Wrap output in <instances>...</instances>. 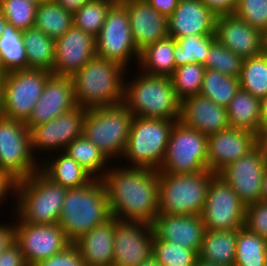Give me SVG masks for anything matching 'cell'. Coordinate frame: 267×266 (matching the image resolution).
Segmentation results:
<instances>
[{"mask_svg":"<svg viewBox=\"0 0 267 266\" xmlns=\"http://www.w3.org/2000/svg\"><path fill=\"white\" fill-rule=\"evenodd\" d=\"M214 175L209 169L194 174L158 172L159 213L201 215Z\"/></svg>","mask_w":267,"mask_h":266,"instance_id":"cell-8","label":"cell"},{"mask_svg":"<svg viewBox=\"0 0 267 266\" xmlns=\"http://www.w3.org/2000/svg\"><path fill=\"white\" fill-rule=\"evenodd\" d=\"M257 145L267 154V124H262L257 135Z\"/></svg>","mask_w":267,"mask_h":266,"instance_id":"cell-53","label":"cell"},{"mask_svg":"<svg viewBox=\"0 0 267 266\" xmlns=\"http://www.w3.org/2000/svg\"><path fill=\"white\" fill-rule=\"evenodd\" d=\"M114 217L95 226L74 242L86 266H112L115 223Z\"/></svg>","mask_w":267,"mask_h":266,"instance_id":"cell-26","label":"cell"},{"mask_svg":"<svg viewBox=\"0 0 267 266\" xmlns=\"http://www.w3.org/2000/svg\"><path fill=\"white\" fill-rule=\"evenodd\" d=\"M101 181L111 217L119 221L153 223L159 214L158 170L114 163Z\"/></svg>","mask_w":267,"mask_h":266,"instance_id":"cell-1","label":"cell"},{"mask_svg":"<svg viewBox=\"0 0 267 266\" xmlns=\"http://www.w3.org/2000/svg\"><path fill=\"white\" fill-rule=\"evenodd\" d=\"M235 230H205L199 258L226 266H233L236 252Z\"/></svg>","mask_w":267,"mask_h":266,"instance_id":"cell-30","label":"cell"},{"mask_svg":"<svg viewBox=\"0 0 267 266\" xmlns=\"http://www.w3.org/2000/svg\"><path fill=\"white\" fill-rule=\"evenodd\" d=\"M15 226V243L29 266L36 265L72 244L58 223H26L15 215Z\"/></svg>","mask_w":267,"mask_h":266,"instance_id":"cell-15","label":"cell"},{"mask_svg":"<svg viewBox=\"0 0 267 266\" xmlns=\"http://www.w3.org/2000/svg\"><path fill=\"white\" fill-rule=\"evenodd\" d=\"M58 5H61L65 10L74 14L85 3L91 0H54Z\"/></svg>","mask_w":267,"mask_h":266,"instance_id":"cell-52","label":"cell"},{"mask_svg":"<svg viewBox=\"0 0 267 266\" xmlns=\"http://www.w3.org/2000/svg\"><path fill=\"white\" fill-rule=\"evenodd\" d=\"M231 128L250 131L258 135L261 129V99L239 89L227 107Z\"/></svg>","mask_w":267,"mask_h":266,"instance_id":"cell-29","label":"cell"},{"mask_svg":"<svg viewBox=\"0 0 267 266\" xmlns=\"http://www.w3.org/2000/svg\"><path fill=\"white\" fill-rule=\"evenodd\" d=\"M0 57L2 61V75L14 71L27 69V57L22 39V30L7 23L0 36Z\"/></svg>","mask_w":267,"mask_h":266,"instance_id":"cell-35","label":"cell"},{"mask_svg":"<svg viewBox=\"0 0 267 266\" xmlns=\"http://www.w3.org/2000/svg\"><path fill=\"white\" fill-rule=\"evenodd\" d=\"M245 227L267 239V202L258 201L246 206Z\"/></svg>","mask_w":267,"mask_h":266,"instance_id":"cell-45","label":"cell"},{"mask_svg":"<svg viewBox=\"0 0 267 266\" xmlns=\"http://www.w3.org/2000/svg\"><path fill=\"white\" fill-rule=\"evenodd\" d=\"M27 57V69L45 70L52 73L55 59V40L35 26L22 31Z\"/></svg>","mask_w":267,"mask_h":266,"instance_id":"cell-31","label":"cell"},{"mask_svg":"<svg viewBox=\"0 0 267 266\" xmlns=\"http://www.w3.org/2000/svg\"><path fill=\"white\" fill-rule=\"evenodd\" d=\"M208 136L177 120L166 147L164 161L158 172L194 174L207 165Z\"/></svg>","mask_w":267,"mask_h":266,"instance_id":"cell-10","label":"cell"},{"mask_svg":"<svg viewBox=\"0 0 267 266\" xmlns=\"http://www.w3.org/2000/svg\"><path fill=\"white\" fill-rule=\"evenodd\" d=\"M205 66L187 63L174 70L170 77L177 98L182 101L189 96L200 94Z\"/></svg>","mask_w":267,"mask_h":266,"instance_id":"cell-41","label":"cell"},{"mask_svg":"<svg viewBox=\"0 0 267 266\" xmlns=\"http://www.w3.org/2000/svg\"><path fill=\"white\" fill-rule=\"evenodd\" d=\"M217 17L201 0H179L168 18V36L209 35L215 32Z\"/></svg>","mask_w":267,"mask_h":266,"instance_id":"cell-25","label":"cell"},{"mask_svg":"<svg viewBox=\"0 0 267 266\" xmlns=\"http://www.w3.org/2000/svg\"><path fill=\"white\" fill-rule=\"evenodd\" d=\"M138 266H161L159 262L155 260L153 256H151L149 259L141 262Z\"/></svg>","mask_w":267,"mask_h":266,"instance_id":"cell-57","label":"cell"},{"mask_svg":"<svg viewBox=\"0 0 267 266\" xmlns=\"http://www.w3.org/2000/svg\"><path fill=\"white\" fill-rule=\"evenodd\" d=\"M73 25V14L54 0L37 5L34 26L49 38L57 40Z\"/></svg>","mask_w":267,"mask_h":266,"instance_id":"cell-32","label":"cell"},{"mask_svg":"<svg viewBox=\"0 0 267 266\" xmlns=\"http://www.w3.org/2000/svg\"><path fill=\"white\" fill-rule=\"evenodd\" d=\"M0 76H2V61H1V57H0Z\"/></svg>","mask_w":267,"mask_h":266,"instance_id":"cell-61","label":"cell"},{"mask_svg":"<svg viewBox=\"0 0 267 266\" xmlns=\"http://www.w3.org/2000/svg\"><path fill=\"white\" fill-rule=\"evenodd\" d=\"M267 239L243 226L238 229L233 266H265Z\"/></svg>","mask_w":267,"mask_h":266,"instance_id":"cell-34","label":"cell"},{"mask_svg":"<svg viewBox=\"0 0 267 266\" xmlns=\"http://www.w3.org/2000/svg\"><path fill=\"white\" fill-rule=\"evenodd\" d=\"M215 33L223 46L243 59L258 56L266 50V35L235 13L218 16Z\"/></svg>","mask_w":267,"mask_h":266,"instance_id":"cell-18","label":"cell"},{"mask_svg":"<svg viewBox=\"0 0 267 266\" xmlns=\"http://www.w3.org/2000/svg\"><path fill=\"white\" fill-rule=\"evenodd\" d=\"M40 171L52 182L67 189L83 187L94 179L64 151L48 155L40 162Z\"/></svg>","mask_w":267,"mask_h":266,"instance_id":"cell-27","label":"cell"},{"mask_svg":"<svg viewBox=\"0 0 267 266\" xmlns=\"http://www.w3.org/2000/svg\"><path fill=\"white\" fill-rule=\"evenodd\" d=\"M64 152L81 165L94 179H101L112 164L100 149L84 135L72 141Z\"/></svg>","mask_w":267,"mask_h":266,"instance_id":"cell-33","label":"cell"},{"mask_svg":"<svg viewBox=\"0 0 267 266\" xmlns=\"http://www.w3.org/2000/svg\"><path fill=\"white\" fill-rule=\"evenodd\" d=\"M241 89L254 97L267 96V50L262 54L244 59L239 76Z\"/></svg>","mask_w":267,"mask_h":266,"instance_id":"cell-38","label":"cell"},{"mask_svg":"<svg viewBox=\"0 0 267 266\" xmlns=\"http://www.w3.org/2000/svg\"><path fill=\"white\" fill-rule=\"evenodd\" d=\"M154 230L146 222L115 223L112 266H138L152 256Z\"/></svg>","mask_w":267,"mask_h":266,"instance_id":"cell-17","label":"cell"},{"mask_svg":"<svg viewBox=\"0 0 267 266\" xmlns=\"http://www.w3.org/2000/svg\"><path fill=\"white\" fill-rule=\"evenodd\" d=\"M15 186L16 180L13 179L7 172L0 170V209H2V206L4 208V205L6 203L8 204V202L12 199L11 206H13L10 208L14 210Z\"/></svg>","mask_w":267,"mask_h":266,"instance_id":"cell-47","label":"cell"},{"mask_svg":"<svg viewBox=\"0 0 267 266\" xmlns=\"http://www.w3.org/2000/svg\"><path fill=\"white\" fill-rule=\"evenodd\" d=\"M111 218L106 190L101 179L80 188L67 189L58 225L74 243L83 234Z\"/></svg>","mask_w":267,"mask_h":266,"instance_id":"cell-4","label":"cell"},{"mask_svg":"<svg viewBox=\"0 0 267 266\" xmlns=\"http://www.w3.org/2000/svg\"><path fill=\"white\" fill-rule=\"evenodd\" d=\"M177 120L133 117L126 149L119 163L125 167L159 170L171 130Z\"/></svg>","mask_w":267,"mask_h":266,"instance_id":"cell-7","label":"cell"},{"mask_svg":"<svg viewBox=\"0 0 267 266\" xmlns=\"http://www.w3.org/2000/svg\"><path fill=\"white\" fill-rule=\"evenodd\" d=\"M7 23L8 22H7L6 18L4 17V15L0 11V36L2 35L3 30L5 29V26Z\"/></svg>","mask_w":267,"mask_h":266,"instance_id":"cell-59","label":"cell"},{"mask_svg":"<svg viewBox=\"0 0 267 266\" xmlns=\"http://www.w3.org/2000/svg\"><path fill=\"white\" fill-rule=\"evenodd\" d=\"M216 33L209 35H188L179 39H175L174 59L175 69L187 63L205 64L206 56L216 41Z\"/></svg>","mask_w":267,"mask_h":266,"instance_id":"cell-36","label":"cell"},{"mask_svg":"<svg viewBox=\"0 0 267 266\" xmlns=\"http://www.w3.org/2000/svg\"><path fill=\"white\" fill-rule=\"evenodd\" d=\"M5 118V112H4V92H3V87L1 84V79H0V120Z\"/></svg>","mask_w":267,"mask_h":266,"instance_id":"cell-56","label":"cell"},{"mask_svg":"<svg viewBox=\"0 0 267 266\" xmlns=\"http://www.w3.org/2000/svg\"><path fill=\"white\" fill-rule=\"evenodd\" d=\"M86 108L80 106L30 130L32 154L43 161L48 154L64 151L75 139L83 136Z\"/></svg>","mask_w":267,"mask_h":266,"instance_id":"cell-13","label":"cell"},{"mask_svg":"<svg viewBox=\"0 0 267 266\" xmlns=\"http://www.w3.org/2000/svg\"><path fill=\"white\" fill-rule=\"evenodd\" d=\"M175 39L167 36L140 51L137 70L153 76L171 77L175 70Z\"/></svg>","mask_w":267,"mask_h":266,"instance_id":"cell-28","label":"cell"},{"mask_svg":"<svg viewBox=\"0 0 267 266\" xmlns=\"http://www.w3.org/2000/svg\"><path fill=\"white\" fill-rule=\"evenodd\" d=\"M0 266H29L19 246L14 243L0 254Z\"/></svg>","mask_w":267,"mask_h":266,"instance_id":"cell-49","label":"cell"},{"mask_svg":"<svg viewBox=\"0 0 267 266\" xmlns=\"http://www.w3.org/2000/svg\"><path fill=\"white\" fill-rule=\"evenodd\" d=\"M235 14L267 35V0H238Z\"/></svg>","mask_w":267,"mask_h":266,"instance_id":"cell-44","label":"cell"},{"mask_svg":"<svg viewBox=\"0 0 267 266\" xmlns=\"http://www.w3.org/2000/svg\"><path fill=\"white\" fill-rule=\"evenodd\" d=\"M121 1L126 5L132 37L139 51L168 36V18L145 0Z\"/></svg>","mask_w":267,"mask_h":266,"instance_id":"cell-24","label":"cell"},{"mask_svg":"<svg viewBox=\"0 0 267 266\" xmlns=\"http://www.w3.org/2000/svg\"><path fill=\"white\" fill-rule=\"evenodd\" d=\"M37 4L28 0H0V11L7 22L19 30L35 25Z\"/></svg>","mask_w":267,"mask_h":266,"instance_id":"cell-43","label":"cell"},{"mask_svg":"<svg viewBox=\"0 0 267 266\" xmlns=\"http://www.w3.org/2000/svg\"><path fill=\"white\" fill-rule=\"evenodd\" d=\"M257 146V135L229 127L208 136V169L218 174L230 163L247 155Z\"/></svg>","mask_w":267,"mask_h":266,"instance_id":"cell-21","label":"cell"},{"mask_svg":"<svg viewBox=\"0 0 267 266\" xmlns=\"http://www.w3.org/2000/svg\"><path fill=\"white\" fill-rule=\"evenodd\" d=\"M267 154L257 145L247 155L223 168L218 175L237 193L245 206L261 201Z\"/></svg>","mask_w":267,"mask_h":266,"instance_id":"cell-16","label":"cell"},{"mask_svg":"<svg viewBox=\"0 0 267 266\" xmlns=\"http://www.w3.org/2000/svg\"><path fill=\"white\" fill-rule=\"evenodd\" d=\"M195 266H226V265H222V264H218V263H214V262H209V261H204L203 259H200L198 257Z\"/></svg>","mask_w":267,"mask_h":266,"instance_id":"cell-58","label":"cell"},{"mask_svg":"<svg viewBox=\"0 0 267 266\" xmlns=\"http://www.w3.org/2000/svg\"><path fill=\"white\" fill-rule=\"evenodd\" d=\"M0 170L16 181L40 170V163L32 154L31 134L25 122L6 117L0 120Z\"/></svg>","mask_w":267,"mask_h":266,"instance_id":"cell-11","label":"cell"},{"mask_svg":"<svg viewBox=\"0 0 267 266\" xmlns=\"http://www.w3.org/2000/svg\"><path fill=\"white\" fill-rule=\"evenodd\" d=\"M96 55L114 61L127 70L138 65L140 51L135 46L127 8L121 0H116L107 12L96 37ZM131 63L136 66L131 67Z\"/></svg>","mask_w":267,"mask_h":266,"instance_id":"cell-9","label":"cell"},{"mask_svg":"<svg viewBox=\"0 0 267 266\" xmlns=\"http://www.w3.org/2000/svg\"><path fill=\"white\" fill-rule=\"evenodd\" d=\"M152 227L157 238L193 249L199 254L205 232L201 215L159 213L153 221Z\"/></svg>","mask_w":267,"mask_h":266,"instance_id":"cell-22","label":"cell"},{"mask_svg":"<svg viewBox=\"0 0 267 266\" xmlns=\"http://www.w3.org/2000/svg\"><path fill=\"white\" fill-rule=\"evenodd\" d=\"M152 256L161 266H195L199 254L154 235Z\"/></svg>","mask_w":267,"mask_h":266,"instance_id":"cell-40","label":"cell"},{"mask_svg":"<svg viewBox=\"0 0 267 266\" xmlns=\"http://www.w3.org/2000/svg\"><path fill=\"white\" fill-rule=\"evenodd\" d=\"M34 266H86L77 246L72 243L65 250L53 254Z\"/></svg>","mask_w":267,"mask_h":266,"instance_id":"cell-46","label":"cell"},{"mask_svg":"<svg viewBox=\"0 0 267 266\" xmlns=\"http://www.w3.org/2000/svg\"><path fill=\"white\" fill-rule=\"evenodd\" d=\"M244 59L216 40L206 56L205 69L239 79Z\"/></svg>","mask_w":267,"mask_h":266,"instance_id":"cell-42","label":"cell"},{"mask_svg":"<svg viewBox=\"0 0 267 266\" xmlns=\"http://www.w3.org/2000/svg\"><path fill=\"white\" fill-rule=\"evenodd\" d=\"M127 71L96 55L71 76L76 105L90 109L123 103Z\"/></svg>","mask_w":267,"mask_h":266,"instance_id":"cell-3","label":"cell"},{"mask_svg":"<svg viewBox=\"0 0 267 266\" xmlns=\"http://www.w3.org/2000/svg\"><path fill=\"white\" fill-rule=\"evenodd\" d=\"M152 8L161 15L169 18L175 11L179 0H145Z\"/></svg>","mask_w":267,"mask_h":266,"instance_id":"cell-51","label":"cell"},{"mask_svg":"<svg viewBox=\"0 0 267 266\" xmlns=\"http://www.w3.org/2000/svg\"><path fill=\"white\" fill-rule=\"evenodd\" d=\"M67 188L62 187L40 170L16 181L14 213L22 222L56 224L59 222Z\"/></svg>","mask_w":267,"mask_h":266,"instance_id":"cell-5","label":"cell"},{"mask_svg":"<svg viewBox=\"0 0 267 266\" xmlns=\"http://www.w3.org/2000/svg\"><path fill=\"white\" fill-rule=\"evenodd\" d=\"M133 117L123 103L87 109L83 135L111 163H119L128 143Z\"/></svg>","mask_w":267,"mask_h":266,"instance_id":"cell-6","label":"cell"},{"mask_svg":"<svg viewBox=\"0 0 267 266\" xmlns=\"http://www.w3.org/2000/svg\"><path fill=\"white\" fill-rule=\"evenodd\" d=\"M28 1H31V2L36 3L38 5V4H41V3H43L44 1H47V0H28Z\"/></svg>","mask_w":267,"mask_h":266,"instance_id":"cell-60","label":"cell"},{"mask_svg":"<svg viewBox=\"0 0 267 266\" xmlns=\"http://www.w3.org/2000/svg\"><path fill=\"white\" fill-rule=\"evenodd\" d=\"M135 69L132 70L136 73L131 69L126 73L123 94V104L132 115L179 120L181 101L175 94L171 78L148 75Z\"/></svg>","mask_w":267,"mask_h":266,"instance_id":"cell-2","label":"cell"},{"mask_svg":"<svg viewBox=\"0 0 267 266\" xmlns=\"http://www.w3.org/2000/svg\"><path fill=\"white\" fill-rule=\"evenodd\" d=\"M261 201L267 202V168L262 179Z\"/></svg>","mask_w":267,"mask_h":266,"instance_id":"cell-55","label":"cell"},{"mask_svg":"<svg viewBox=\"0 0 267 266\" xmlns=\"http://www.w3.org/2000/svg\"><path fill=\"white\" fill-rule=\"evenodd\" d=\"M75 107L77 105L71 76L51 74L25 124L31 130L39 124L49 122L59 115L73 110Z\"/></svg>","mask_w":267,"mask_h":266,"instance_id":"cell-19","label":"cell"},{"mask_svg":"<svg viewBox=\"0 0 267 266\" xmlns=\"http://www.w3.org/2000/svg\"><path fill=\"white\" fill-rule=\"evenodd\" d=\"M116 0H91L73 14V24L83 32L97 37L110 6Z\"/></svg>","mask_w":267,"mask_h":266,"instance_id":"cell-39","label":"cell"},{"mask_svg":"<svg viewBox=\"0 0 267 266\" xmlns=\"http://www.w3.org/2000/svg\"><path fill=\"white\" fill-rule=\"evenodd\" d=\"M10 216L12 217L8 216V218H11L9 222L4 221V223L3 221H0V254L15 243V214L12 213L11 215L10 213Z\"/></svg>","mask_w":267,"mask_h":266,"instance_id":"cell-48","label":"cell"},{"mask_svg":"<svg viewBox=\"0 0 267 266\" xmlns=\"http://www.w3.org/2000/svg\"><path fill=\"white\" fill-rule=\"evenodd\" d=\"M240 88L239 79L218 71L205 69L200 95L227 108Z\"/></svg>","mask_w":267,"mask_h":266,"instance_id":"cell-37","label":"cell"},{"mask_svg":"<svg viewBox=\"0 0 267 266\" xmlns=\"http://www.w3.org/2000/svg\"><path fill=\"white\" fill-rule=\"evenodd\" d=\"M246 206L218 174L209 184L201 217L205 230H235L245 226Z\"/></svg>","mask_w":267,"mask_h":266,"instance_id":"cell-14","label":"cell"},{"mask_svg":"<svg viewBox=\"0 0 267 266\" xmlns=\"http://www.w3.org/2000/svg\"><path fill=\"white\" fill-rule=\"evenodd\" d=\"M179 121L206 136L230 127L227 108L200 94L181 101Z\"/></svg>","mask_w":267,"mask_h":266,"instance_id":"cell-23","label":"cell"},{"mask_svg":"<svg viewBox=\"0 0 267 266\" xmlns=\"http://www.w3.org/2000/svg\"><path fill=\"white\" fill-rule=\"evenodd\" d=\"M261 123L267 124V96L261 99Z\"/></svg>","mask_w":267,"mask_h":266,"instance_id":"cell-54","label":"cell"},{"mask_svg":"<svg viewBox=\"0 0 267 266\" xmlns=\"http://www.w3.org/2000/svg\"><path fill=\"white\" fill-rule=\"evenodd\" d=\"M96 56V37L74 25L55 40L52 74L72 76Z\"/></svg>","mask_w":267,"mask_h":266,"instance_id":"cell-20","label":"cell"},{"mask_svg":"<svg viewBox=\"0 0 267 266\" xmlns=\"http://www.w3.org/2000/svg\"><path fill=\"white\" fill-rule=\"evenodd\" d=\"M51 74L45 70L23 69L0 76L5 117L26 122Z\"/></svg>","mask_w":267,"mask_h":266,"instance_id":"cell-12","label":"cell"},{"mask_svg":"<svg viewBox=\"0 0 267 266\" xmlns=\"http://www.w3.org/2000/svg\"><path fill=\"white\" fill-rule=\"evenodd\" d=\"M206 7L216 16L235 13L238 0H201Z\"/></svg>","mask_w":267,"mask_h":266,"instance_id":"cell-50","label":"cell"}]
</instances>
